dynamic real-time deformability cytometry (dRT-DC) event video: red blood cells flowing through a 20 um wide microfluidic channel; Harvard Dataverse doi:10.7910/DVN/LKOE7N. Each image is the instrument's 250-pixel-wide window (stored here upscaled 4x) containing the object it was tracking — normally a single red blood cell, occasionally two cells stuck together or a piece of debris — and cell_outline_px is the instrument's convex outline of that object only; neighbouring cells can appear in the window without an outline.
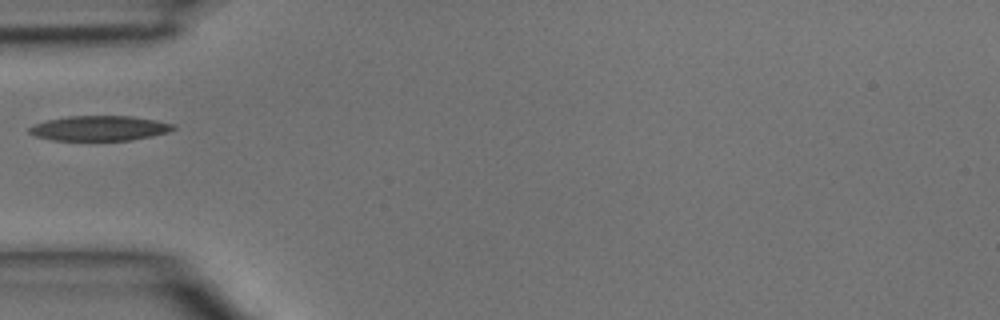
{"species": "common noctule bat (a hibernating species)", "species_latin": "Nyctalus noctula", "temperature_condition": "room temperature", "stored_images_in_passage": 1, "camera_frame_rate_fps": 3000, "um_per_image_px": 0.085, "animal": {"sex": "male", "body_mass_g": 15.6}, "frame": {"image": 1, "passage_image": 1, "time_ms": 0.0, "image_size_px": [1000, 320], "cell_outline_px": [[176, 128], [168, 132], [152, 136], [128, 140], [52, 140], [36, 136], [28, 132], [28, 128], [36, 124], [48, 120], [68, 116], [132, 116], [156, 120], [176, 124]], "centroid_in_image_um": [8.49, 10.9], "position_along_channel_um": 76.5, "area_um2": 20.87}}